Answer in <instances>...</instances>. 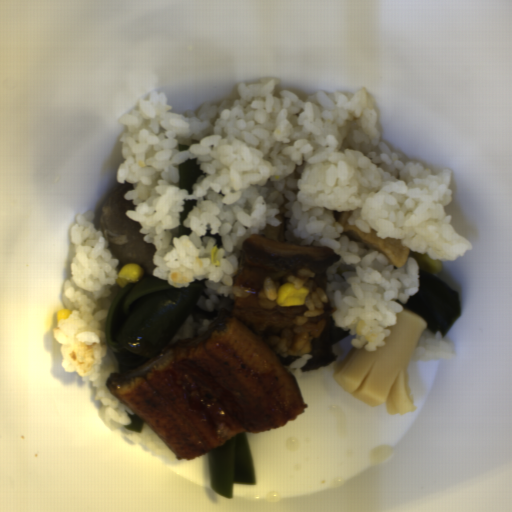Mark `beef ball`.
Instances as JSON below:
<instances>
[{
  "label": "beef ball",
  "instance_id": "beef-ball-1",
  "mask_svg": "<svg viewBox=\"0 0 512 512\" xmlns=\"http://www.w3.org/2000/svg\"><path fill=\"white\" fill-rule=\"evenodd\" d=\"M131 190L132 183L127 181L112 192L103 205L100 230L111 257L118 259V272L124 265L136 263L153 277L157 267L153 261L156 247L143 239L144 232H139L141 224L126 214L127 210H135L133 199L124 197Z\"/></svg>",
  "mask_w": 512,
  "mask_h": 512
}]
</instances>
